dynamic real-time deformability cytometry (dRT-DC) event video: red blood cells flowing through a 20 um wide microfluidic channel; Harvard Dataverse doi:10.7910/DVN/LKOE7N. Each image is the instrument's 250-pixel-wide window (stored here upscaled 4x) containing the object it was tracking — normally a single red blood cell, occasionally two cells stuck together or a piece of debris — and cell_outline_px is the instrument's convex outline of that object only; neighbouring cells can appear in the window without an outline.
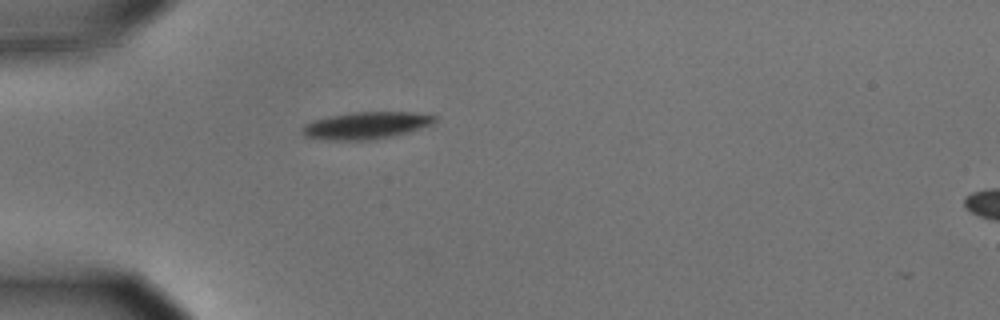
{"species": "common noctule bat (a hibernating species)", "species_latin": "Nyctalus noctula", "temperature_condition": "cold", "stored_images_in_passage": 41, "camera_frame_rate_fps": 3000, "um_per_image_px": 0.085, "animal": {"sex": "male", "body_mass_g": 15.6}, "frame": {"image": 1, "passage_image": 1, "time_ms": 0.0, "image_size_px": [1000, 320], "cell_outline_px": [[436, 120], [432, 124], [408, 132], [392, 136], [372, 140], [328, 140], [304, 136], [300, 132], [300, 128], [304, 124], [312, 120], [328, 116], [352, 112], [412, 112], [436, 116]], "centroid_in_image_um": [31.05, 10.66], "position_along_channel_um": 53.9, "area_um2": 21.04}}
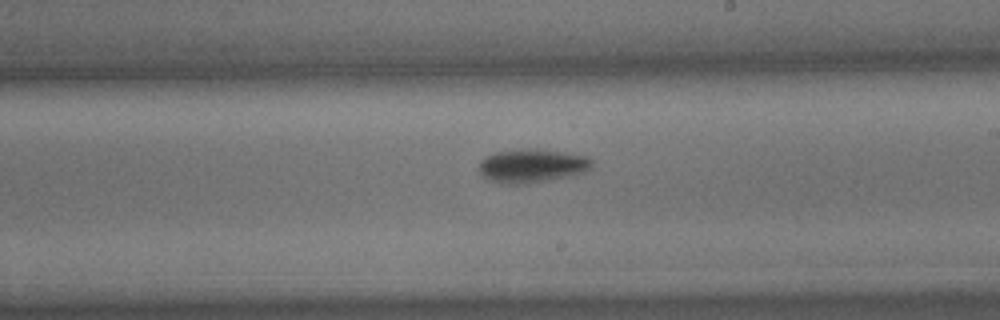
{"frame": {"image": 2, "passage_image": 18, "time_ms": 5.667, "image_size_px": [1000, 320], "cell_outline_px": [[592, 168], [588, 172], [572, 176], [524, 184], [500, 184], [488, 180], [480, 172], [480, 160], [484, 156], [496, 152], [532, 148], [536, 148], [564, 152], [588, 156], [592, 160]], "centroid_in_image_um": [45.25, 14.1], "position_along_channel_um": 243.7, "area_um2": 22.48}}
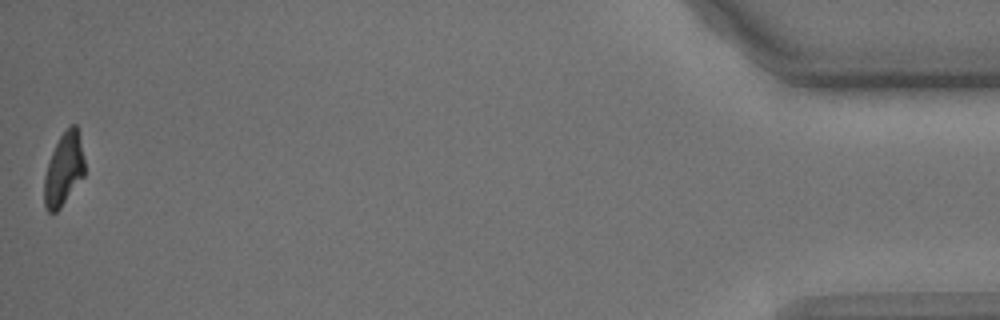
{"frame": {"image": 3, "passage_image": 41, "time_ms": 13.333, "image_size_px": [1000, 320], "cell_outline_px": [[84, 176], [60, 208], [56, 212], [48, 212], [44, 204], [44, 176], [52, 152], [60, 136], [72, 124], [76, 124], [84, 160]], "centroid_in_image_um": [5.41, 14.43], "position_along_channel_um": 429.8, "area_um2": 16.76}, "authors_computed_cell_mechanics": {"area_um2": 20.6346, "velocity_mm_per_s": 3.5466, "shape_relaxation_time_tau1_ms": 1.9144, "shape_relaxation_time_tau2_ms": null, "deformation_change_tau1": 0.1374, "deformation_change_tau2": null}}